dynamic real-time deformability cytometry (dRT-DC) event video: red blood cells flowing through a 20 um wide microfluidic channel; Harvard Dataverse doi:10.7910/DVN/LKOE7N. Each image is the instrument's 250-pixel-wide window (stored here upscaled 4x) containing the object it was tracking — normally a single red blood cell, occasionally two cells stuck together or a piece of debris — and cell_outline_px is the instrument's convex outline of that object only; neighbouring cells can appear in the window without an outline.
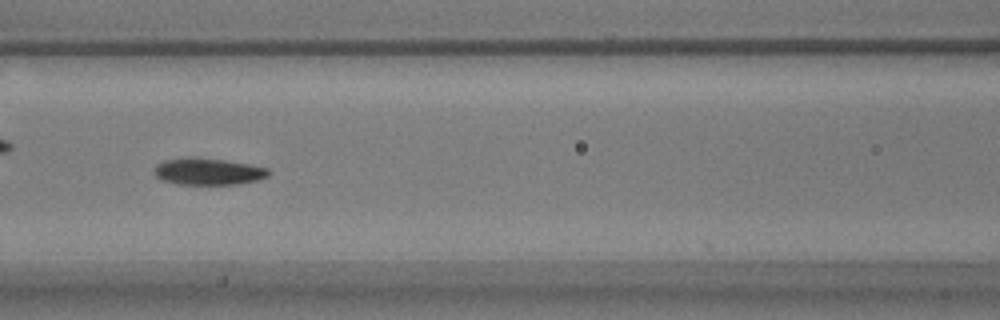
{"species": "common noctule bat (a hibernating species)", "species_latin": "Nyctalus noctula", "temperature_condition": "warm", "stored_images_in_passage": 34, "camera_frame_rate_fps": 3000, "um_per_image_px": 0.085, "animal": {"sex": "male", "body_mass_g": 17.9}, "frame": {"image": 1, "passage_image": 10, "time_ms": 3.0, "image_size_px": [1000, 320], "cell_outline_px": [[272, 172], [268, 176], [256, 180], [236, 184], [176, 184], [164, 180], [156, 176], [156, 164], [164, 160], [188, 156], [196, 156], [224, 160], [248, 164], [268, 168]], "centroid_in_image_um": [17.7, 14.56], "position_along_channel_um": 148.9, "area_um2": 17.86}}
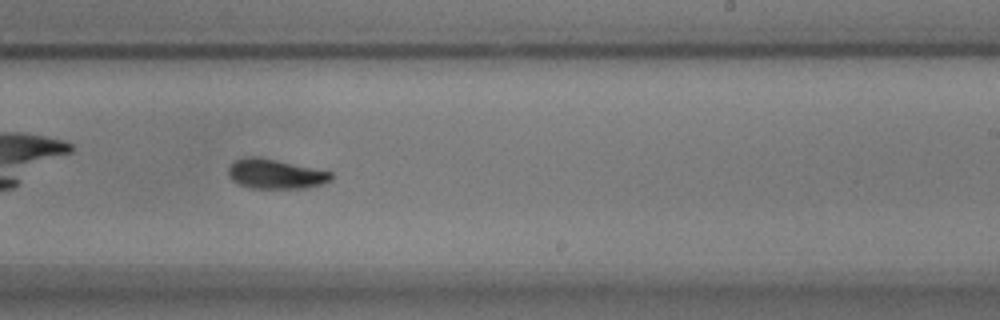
{"frame": {"image": 2, "passage_image": 20, "time_ms": 6.333, "image_size_px": [1000, 320], "cell_outline_px": [[332, 180], [320, 184], [304, 188], [252, 188], [236, 184], [228, 176], [228, 168], [236, 160], [244, 156], [260, 156], [332, 172]], "centroid_in_image_um": [23.37, 14.78], "position_along_channel_um": 265.6, "area_um2": 17.86}, "authors_computed_cell_mechanics": {"area_um2": 18.2359, "velocity_mm_per_s": 3.5174, "shape_relaxation_time_tau1_ms": 3.1862, "shape_relaxation_time_tau2_ms": 2.2888, "deformation_change_tau1": 0.1566, "deformation_change_tau2": 0.0672}}